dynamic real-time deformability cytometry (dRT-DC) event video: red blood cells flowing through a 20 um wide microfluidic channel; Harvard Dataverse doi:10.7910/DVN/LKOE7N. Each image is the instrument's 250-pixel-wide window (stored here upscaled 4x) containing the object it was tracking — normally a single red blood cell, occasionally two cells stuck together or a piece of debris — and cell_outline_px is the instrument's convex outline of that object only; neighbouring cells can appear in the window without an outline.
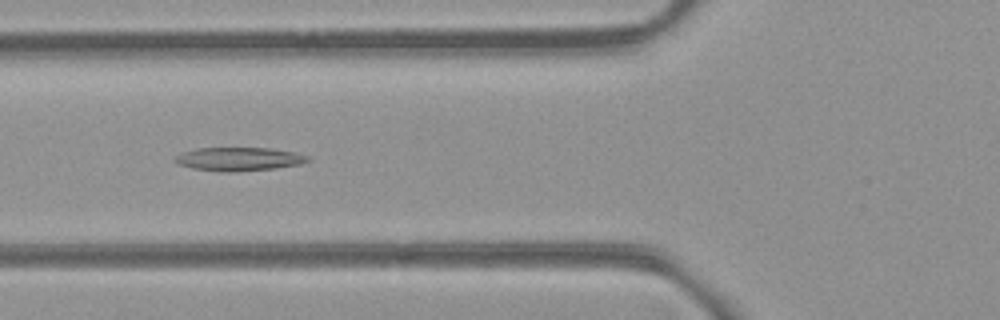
{"species": "common noctule bat (a hibernating species)", "species_latin": "Nyctalus noctula", "temperature_condition": "room temperature", "stored_images_in_passage": 7, "camera_frame_rate_fps": 3000, "um_per_image_px": 0.085, "animal": {"sex": "female", "body_mass_g": 21.9}, "frame": {"image": 1, "passage_image": 6, "time_ms": 5.667, "image_size_px": [1000, 320], "cell_outline_px": [[312, 160], [300, 164], [276, 168], [236, 172], [220, 172], [192, 168], [176, 164], [172, 160], [176, 156], [184, 152], [196, 148], [272, 148], [292, 152], [308, 156]], "centroid_in_image_um": [20.28, 13.53], "position_along_channel_um": 105.5, "area_um2": 18.32}}
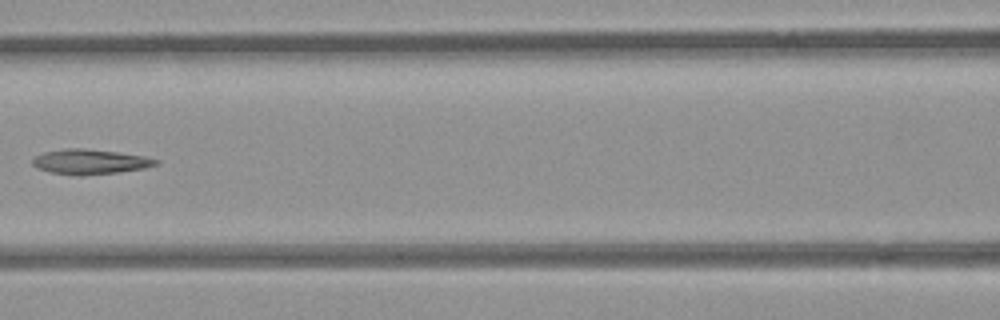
{"frame": {"image": 2, "passage_image": 7, "time_ms": 7.0, "image_size_px": [1000, 320], "cell_outline_px": [[160, 164], [144, 168], [116, 172], [80, 176], [76, 176], [48, 172], [36, 168], [32, 164], [32, 160], [36, 156], [44, 152], [64, 148], [84, 148], [116, 152], [144, 156], [160, 160]], "centroid_in_image_um": [7.63, 13.75], "position_along_channel_um": 159.0, "area_um2": 18.03}}